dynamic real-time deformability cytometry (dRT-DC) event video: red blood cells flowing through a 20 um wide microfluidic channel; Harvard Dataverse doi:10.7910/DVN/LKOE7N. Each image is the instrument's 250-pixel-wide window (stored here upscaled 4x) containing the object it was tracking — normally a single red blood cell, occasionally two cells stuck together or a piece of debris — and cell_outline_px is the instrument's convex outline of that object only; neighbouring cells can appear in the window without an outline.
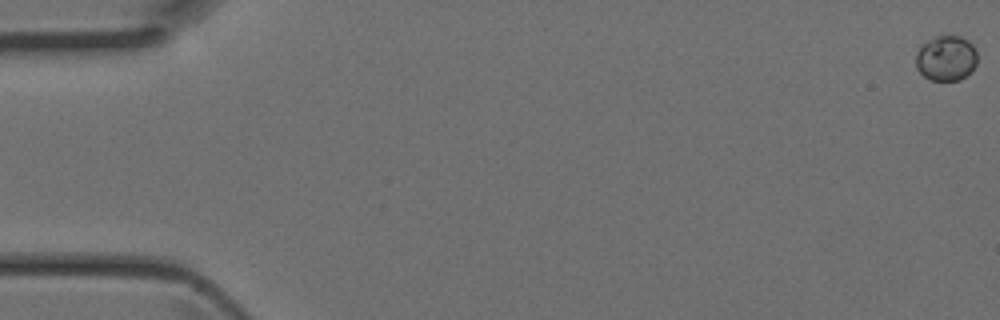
{"species": "Egyptian fruit bat (a non-hibernating species)", "species_latin": "Rousettus aegyptiacus", "temperature_condition": "room temperature", "stored_images_in_passage": 45, "camera_frame_rate_fps": 3000, "um_per_image_px": 0.085, "animal": {"sex": "female"}, "frame": {"image": 1, "passage_image": 1, "time_ms": 0.0, "image_size_px": [1000, 320], "cell_outline_px": [[976, 64], [960, 80], [928, 80], [916, 68], [916, 52], [920, 44], [936, 36], [960, 36], [968, 40], [976, 48]], "centroid_in_image_um": [80.39, 4.93], "position_along_channel_um": 4.6, "area_um2": 16.24}}
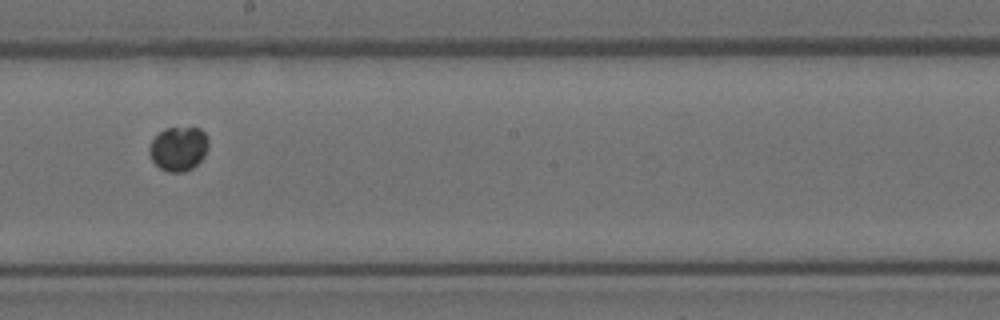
{"frame": {"image": 2, "passage_image": 26, "time_ms": 8.333, "image_size_px": [1000, 320], "cell_outline_px": [[208, 148], [204, 156], [192, 168], [184, 172], [168, 172], [160, 168], [152, 160], [148, 152], [148, 148], [152, 140], [164, 128], [200, 128], [208, 136]], "centroid_in_image_um": [15.17, 12.64], "position_along_channel_um": 233.0, "area_um2": 15.26}}
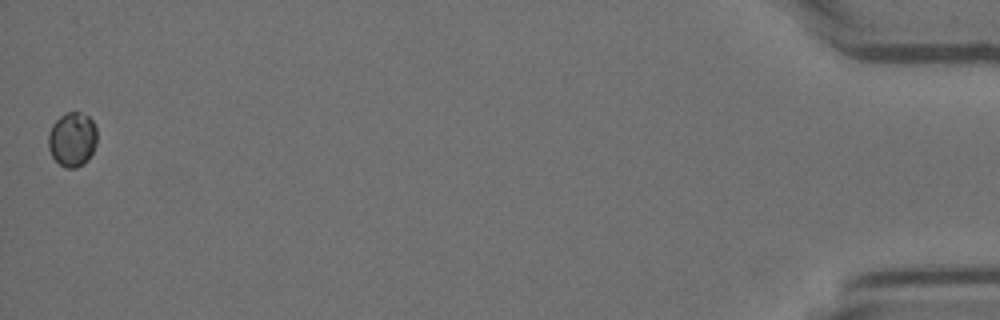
{"frame": {"image": 3, "passage_image": 45, "time_ms": 14.667, "image_size_px": [1000, 320], "cell_outline_px": [[96, 144], [88, 160], [84, 164], [76, 168], [64, 168], [52, 156], [48, 148], [48, 136], [52, 124], [60, 116], [68, 112], [80, 112], [88, 116], [92, 120], [96, 128]], "centroid_in_image_um": [6.14, 11.85], "position_along_channel_um": 429.1, "area_um2": 15.49}}